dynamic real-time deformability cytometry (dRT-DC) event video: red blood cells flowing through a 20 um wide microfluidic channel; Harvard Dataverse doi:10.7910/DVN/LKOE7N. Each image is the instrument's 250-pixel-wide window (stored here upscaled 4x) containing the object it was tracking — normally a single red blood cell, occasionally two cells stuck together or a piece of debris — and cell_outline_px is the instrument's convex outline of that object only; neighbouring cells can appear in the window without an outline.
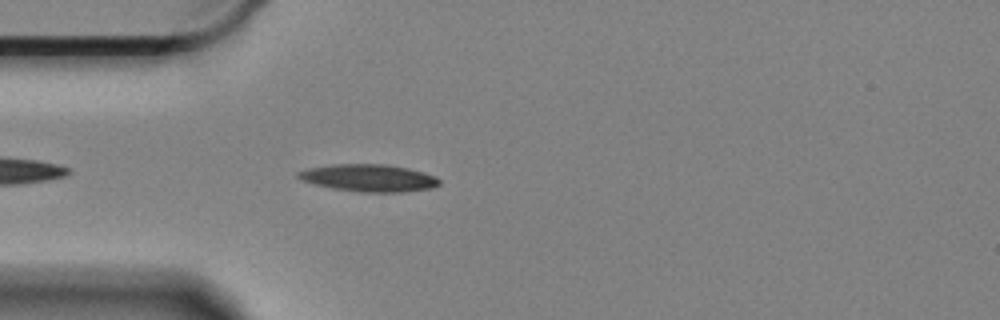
{"species": "Egyptian fruit bat (a non-hibernating species)", "species_latin": "Rousettus aegyptiacus", "temperature_condition": "cold", "stored_images_in_passage": 24, "camera_frame_rate_fps": 3000, "um_per_image_px": 0.085, "animal": {"sex": "female"}, "frame": {"image": 1, "passage_image": 4, "time_ms": 1.0, "image_size_px": [1000, 320], "cell_outline_px": [[440, 184], [428, 188], [404, 192], [360, 192], [332, 188], [316, 184], [304, 180], [296, 176], [296, 172], [308, 168], [332, 164], [388, 164], [408, 168], [436, 176], [440, 180]], "centroid_in_image_um": [31.35, 15.12], "position_along_channel_um": 53.6, "area_um2": 22.31}}
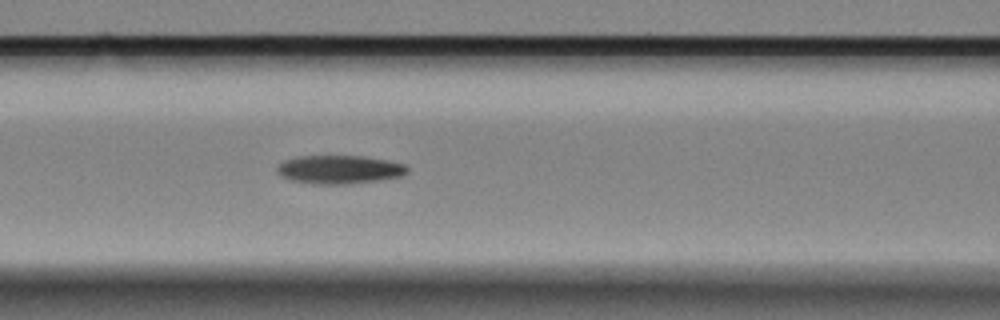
{"frame": {"image": 2, "passage_image": 12, "time_ms": 3.667, "image_size_px": [1000, 320], "cell_outline_px": [[408, 172], [400, 176], [376, 180], [344, 184], [316, 184], [292, 180], [280, 176], [276, 172], [276, 168], [284, 160], [296, 156], [360, 156], [388, 160], [404, 164], [408, 168]], "centroid_in_image_um": [28.81, 14.4], "position_along_channel_um": 137.8, "area_um2": 21.44}}
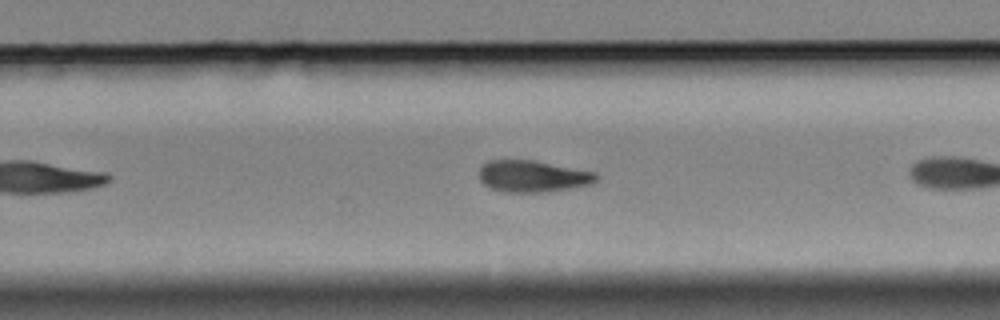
{"frame": {"image": 3, "passage_image": 22, "time_ms": 7.0, "image_size_px": [1000, 320], "cell_outline_px": [[600, 176], [596, 180], [588, 184], [572, 188], [544, 192], [504, 192], [488, 188], [480, 180], [480, 168], [488, 160], [532, 160], [596, 172]], "centroid_in_image_um": [45.27, 14.99], "position_along_channel_um": 284.5, "area_um2": 21.56}}